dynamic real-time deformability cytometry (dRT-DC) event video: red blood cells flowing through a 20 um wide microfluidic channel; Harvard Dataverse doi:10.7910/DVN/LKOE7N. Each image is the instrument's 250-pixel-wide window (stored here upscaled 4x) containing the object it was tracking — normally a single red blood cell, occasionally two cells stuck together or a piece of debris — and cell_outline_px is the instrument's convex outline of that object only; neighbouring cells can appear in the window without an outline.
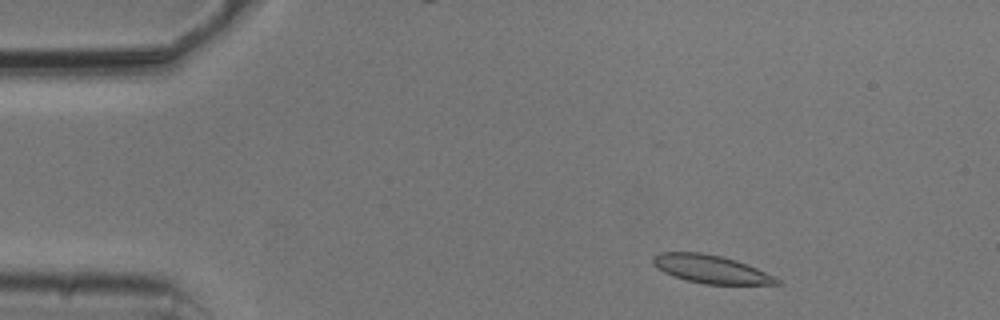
{"species": "common noctule bat (a hibernating species)", "species_latin": "Nyctalus noctula", "temperature_condition": "cold", "stored_images_in_passage": 50, "camera_frame_rate_fps": 3000, "um_per_image_px": 0.085, "animal": {"sex": "male", "body_mass_g": 20.5, "forearm_length_mm": 52.5}, "frame": {"image": 1, "passage_image": 4, "time_ms": 1.0, "image_size_px": [1000, 320], "cell_outline_px": [[780, 284], [704, 284], [688, 280], [664, 272], [656, 268], [652, 264], [652, 256], [660, 252], [700, 252], [720, 256], [736, 260], [756, 268], [780, 280]], "centroid_in_image_um": [60.37, 22.86], "position_along_channel_um": 24.6, "area_um2": 20.0}}
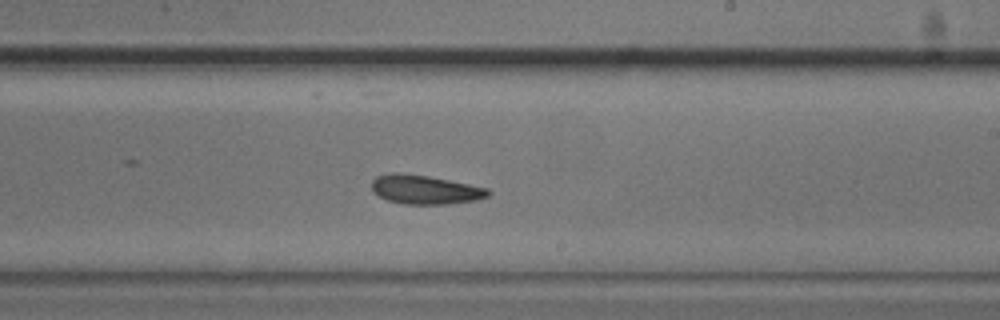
{"frame": {"image": 2, "passage_image": 28, "time_ms": 9.0, "image_size_px": [1000, 320], "cell_outline_px": [[492, 192], [488, 196], [476, 200], [448, 204], [404, 204], [388, 200], [372, 192], [372, 180], [376, 176], [392, 172], [400, 172], [428, 176], [488, 188]], "centroid_in_image_um": [36.11, 16.11], "position_along_channel_um": 252.9, "area_um2": 19.71}}
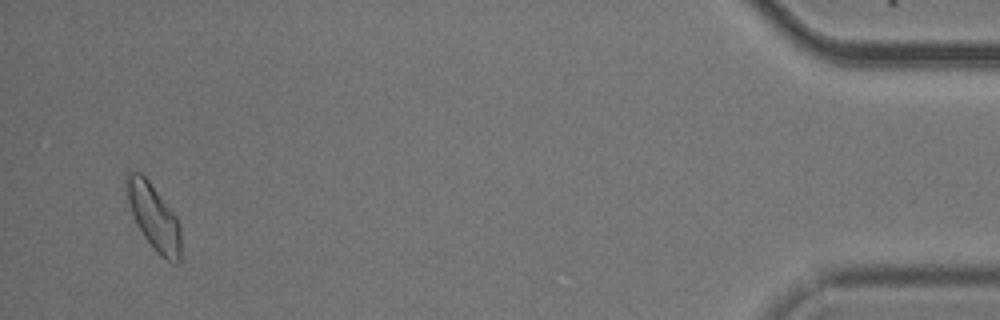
{"frame": {"image": 3, "passage_image": 48, "time_ms": 15.667, "image_size_px": [1000, 320], "cell_outline_px": [[180, 260], [176, 264], [172, 264], [160, 256], [156, 252], [144, 236], [136, 224], [128, 200], [124, 180], [124, 176], [128, 172], [140, 172], [148, 180], [176, 216], [180, 228]], "centroid_in_image_um": [13.06, 18.45], "position_along_channel_um": 422.1, "area_um2": 20.69}}